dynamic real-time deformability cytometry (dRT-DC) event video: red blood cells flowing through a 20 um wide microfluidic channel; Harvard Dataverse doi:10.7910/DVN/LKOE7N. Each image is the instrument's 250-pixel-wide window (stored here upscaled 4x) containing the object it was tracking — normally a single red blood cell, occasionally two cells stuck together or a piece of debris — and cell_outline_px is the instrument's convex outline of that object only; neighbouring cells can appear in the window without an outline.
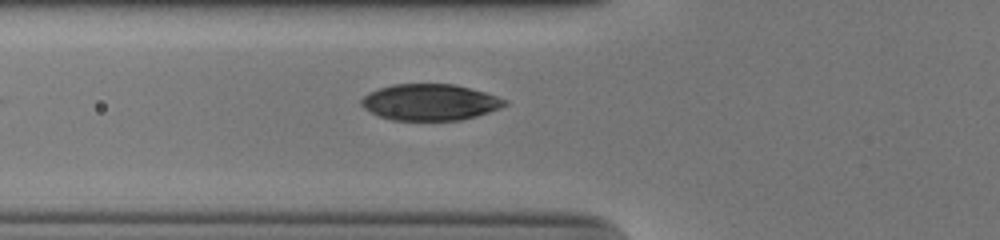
{"species": "human", "species_latin": "Homo sapiens", "temperature_condition": "cold", "stored_images_in_passage": 35, "camera_frame_rate_fps": 3000, "um_per_image_px": 0.085, "donor": {"sex": "male"}, "frame": {"image": 1, "passage_image": 2, "time_ms": 0.333, "image_size_px": [1000, 240], "cell_outline_px": [[508, 104], [500, 108], [476, 116], [460, 120], [392, 120], [380, 116], [364, 108], [360, 104], [360, 100], [368, 92], [392, 84], [456, 84], [484, 92], [508, 100]], "centroid_in_image_um": [36.55, 8.68], "position_along_channel_um": 89.3, "area_um2": 30.29}}
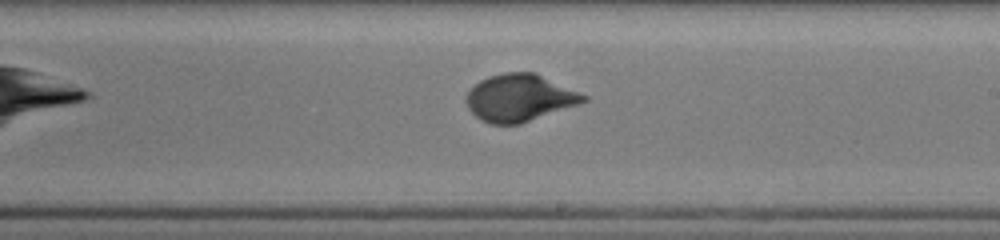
{"frame": {"image": 2, "passage_image": 14, "time_ms": 4.333, "image_size_px": [1000, 240], "cell_outline_px": [[588, 100], [520, 124], [492, 124], [480, 120], [468, 108], [464, 100], [468, 92], [480, 80], [488, 76], [504, 72], [536, 72], [588, 96]], "centroid_in_image_um": [44.14, 8.3], "position_along_channel_um": 244.9, "area_um2": 32.08}}
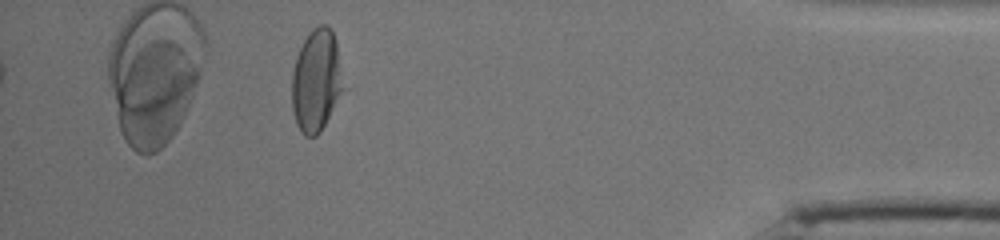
{"frame": {"image": 3, "passage_image": 30, "time_ms": 9.667, "image_size_px": [1000, 240], "cell_outline_px": [[348, 88], [320, 132], [316, 136], [304, 136], [296, 124], [292, 108], [292, 72], [296, 56], [304, 40], [312, 28], [320, 24], [328, 24], [336, 40]], "centroid_in_image_um": [26.96, 6.85], "position_along_channel_um": 408.2, "area_um2": 31.91}}